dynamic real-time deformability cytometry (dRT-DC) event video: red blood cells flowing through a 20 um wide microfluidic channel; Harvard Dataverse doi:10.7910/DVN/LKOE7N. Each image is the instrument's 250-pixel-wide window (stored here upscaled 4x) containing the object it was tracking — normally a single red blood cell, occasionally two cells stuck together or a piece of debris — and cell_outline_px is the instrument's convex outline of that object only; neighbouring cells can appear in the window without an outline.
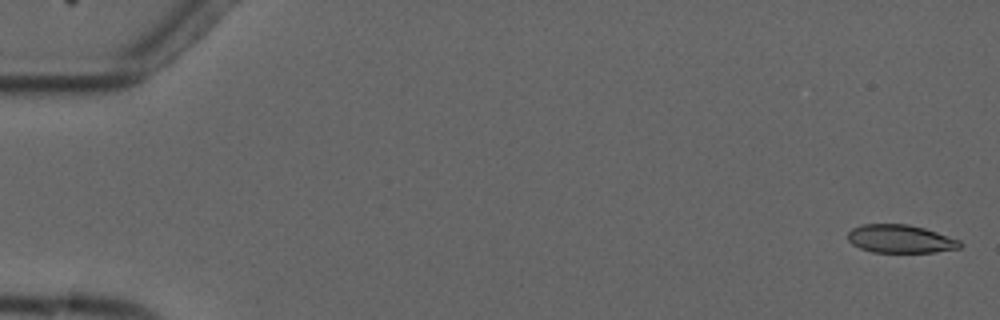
{"species": "common noctule bat (a hibernating species)", "species_latin": "Nyctalus noctula", "temperature_condition": "cold", "stored_images_in_passage": 4, "camera_frame_rate_fps": 3000, "um_per_image_px": 0.085, "animal": {"sex": "male", "forearm_length_mm": 52.5}, "frame": {"image": 1, "passage_image": 1, "time_ms": 0.0, "image_size_px": [1000, 320], "cell_outline_px": [[964, 244], [960, 248], [936, 252], [872, 252], [860, 248], [852, 244], [848, 240], [848, 232], [852, 228], [864, 224], [908, 224], [924, 228], [960, 240]], "centroid_in_image_um": [76.54, 20.31], "position_along_channel_um": 8.5, "area_um2": 18.44}}
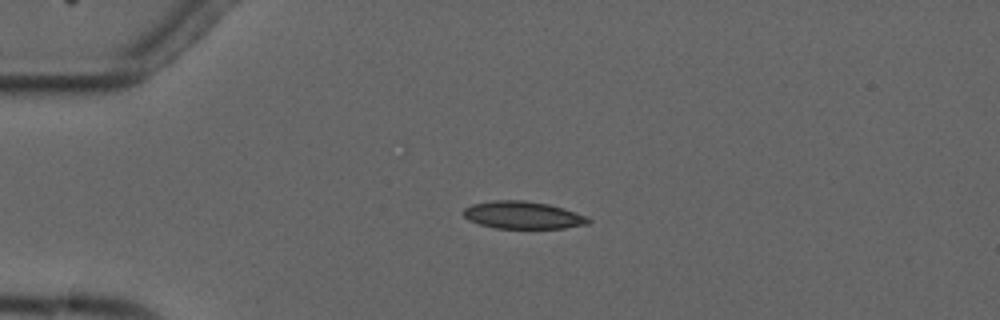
{"frame": {"image": 2, "passage_image": 4, "time_ms": 4.0, "image_size_px": [1000, 320], "cell_outline_px": [[592, 220], [588, 224], [564, 228], [496, 228], [480, 224], [468, 220], [460, 212], [464, 208], [472, 204], [492, 200], [524, 200], [548, 204], [564, 208], [588, 216]], "centroid_in_image_um": [44.44, 18.28], "position_along_channel_um": 40.6, "area_um2": 20.17}}